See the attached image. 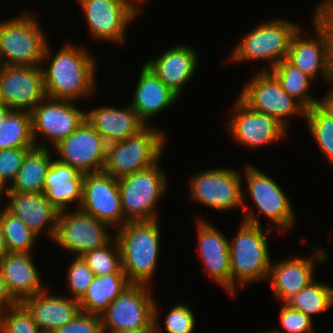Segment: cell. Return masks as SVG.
Here are the masks:
<instances>
[{
	"label": "cell",
	"instance_id": "obj_15",
	"mask_svg": "<svg viewBox=\"0 0 333 333\" xmlns=\"http://www.w3.org/2000/svg\"><path fill=\"white\" fill-rule=\"evenodd\" d=\"M111 228L104 222L79 209L61 211L54 237L56 245L73 256L105 245L113 236Z\"/></svg>",
	"mask_w": 333,
	"mask_h": 333
},
{
	"label": "cell",
	"instance_id": "obj_43",
	"mask_svg": "<svg viewBox=\"0 0 333 333\" xmlns=\"http://www.w3.org/2000/svg\"><path fill=\"white\" fill-rule=\"evenodd\" d=\"M52 333H102L101 317L79 311L70 322Z\"/></svg>",
	"mask_w": 333,
	"mask_h": 333
},
{
	"label": "cell",
	"instance_id": "obj_35",
	"mask_svg": "<svg viewBox=\"0 0 333 333\" xmlns=\"http://www.w3.org/2000/svg\"><path fill=\"white\" fill-rule=\"evenodd\" d=\"M305 122L312 141L319 147L322 159L328 166L333 167V119L325 114L318 106L307 109Z\"/></svg>",
	"mask_w": 333,
	"mask_h": 333
},
{
	"label": "cell",
	"instance_id": "obj_11",
	"mask_svg": "<svg viewBox=\"0 0 333 333\" xmlns=\"http://www.w3.org/2000/svg\"><path fill=\"white\" fill-rule=\"evenodd\" d=\"M237 96L250 108L277 118L287 128L292 116L305 120L307 109L281 88L269 70L254 73Z\"/></svg>",
	"mask_w": 333,
	"mask_h": 333
},
{
	"label": "cell",
	"instance_id": "obj_31",
	"mask_svg": "<svg viewBox=\"0 0 333 333\" xmlns=\"http://www.w3.org/2000/svg\"><path fill=\"white\" fill-rule=\"evenodd\" d=\"M279 81L281 88L299 101L306 109L317 106L318 100L311 93L312 82L307 74L290 64L286 59L269 70Z\"/></svg>",
	"mask_w": 333,
	"mask_h": 333
},
{
	"label": "cell",
	"instance_id": "obj_1",
	"mask_svg": "<svg viewBox=\"0 0 333 333\" xmlns=\"http://www.w3.org/2000/svg\"><path fill=\"white\" fill-rule=\"evenodd\" d=\"M90 52L85 45L67 41L54 55L47 44L41 64L47 97L78 102L97 93L98 62Z\"/></svg>",
	"mask_w": 333,
	"mask_h": 333
},
{
	"label": "cell",
	"instance_id": "obj_4",
	"mask_svg": "<svg viewBox=\"0 0 333 333\" xmlns=\"http://www.w3.org/2000/svg\"><path fill=\"white\" fill-rule=\"evenodd\" d=\"M242 183V187L247 188L245 189L248 191L247 195H249L254 207L256 206L255 208L259 212L255 213L254 208L252 209L246 204V195L243 192V221L260 226L262 223L259 220V216L263 215L269 220V223L271 222V225L269 224L268 226L271 229H273L274 225L280 232L293 229L297 220L295 211L287 193L274 178H271L265 172L263 173L255 165L248 163L244 167V173H242Z\"/></svg>",
	"mask_w": 333,
	"mask_h": 333
},
{
	"label": "cell",
	"instance_id": "obj_24",
	"mask_svg": "<svg viewBox=\"0 0 333 333\" xmlns=\"http://www.w3.org/2000/svg\"><path fill=\"white\" fill-rule=\"evenodd\" d=\"M139 73L129 105L146 125H150L151 118L174 106L179 97L145 64Z\"/></svg>",
	"mask_w": 333,
	"mask_h": 333
},
{
	"label": "cell",
	"instance_id": "obj_44",
	"mask_svg": "<svg viewBox=\"0 0 333 333\" xmlns=\"http://www.w3.org/2000/svg\"><path fill=\"white\" fill-rule=\"evenodd\" d=\"M17 303L18 302L9 293L2 271L0 269V312L5 311L7 308L14 306Z\"/></svg>",
	"mask_w": 333,
	"mask_h": 333
},
{
	"label": "cell",
	"instance_id": "obj_22",
	"mask_svg": "<svg viewBox=\"0 0 333 333\" xmlns=\"http://www.w3.org/2000/svg\"><path fill=\"white\" fill-rule=\"evenodd\" d=\"M199 57L193 46L179 43L144 64L180 98L185 85L199 69Z\"/></svg>",
	"mask_w": 333,
	"mask_h": 333
},
{
	"label": "cell",
	"instance_id": "obj_47",
	"mask_svg": "<svg viewBox=\"0 0 333 333\" xmlns=\"http://www.w3.org/2000/svg\"><path fill=\"white\" fill-rule=\"evenodd\" d=\"M9 192V186L6 182L0 177V206L3 204L4 197L7 196ZM2 203V204H1Z\"/></svg>",
	"mask_w": 333,
	"mask_h": 333
},
{
	"label": "cell",
	"instance_id": "obj_39",
	"mask_svg": "<svg viewBox=\"0 0 333 333\" xmlns=\"http://www.w3.org/2000/svg\"><path fill=\"white\" fill-rule=\"evenodd\" d=\"M311 24L323 35L326 44V56L333 74V0H320L317 3Z\"/></svg>",
	"mask_w": 333,
	"mask_h": 333
},
{
	"label": "cell",
	"instance_id": "obj_26",
	"mask_svg": "<svg viewBox=\"0 0 333 333\" xmlns=\"http://www.w3.org/2000/svg\"><path fill=\"white\" fill-rule=\"evenodd\" d=\"M43 333H52L70 322L80 311L77 299L52 294L48 289L21 302Z\"/></svg>",
	"mask_w": 333,
	"mask_h": 333
},
{
	"label": "cell",
	"instance_id": "obj_6",
	"mask_svg": "<svg viewBox=\"0 0 333 333\" xmlns=\"http://www.w3.org/2000/svg\"><path fill=\"white\" fill-rule=\"evenodd\" d=\"M166 135L164 129L150 124L123 141L108 144L103 172L119 180L153 165L164 155Z\"/></svg>",
	"mask_w": 333,
	"mask_h": 333
},
{
	"label": "cell",
	"instance_id": "obj_42",
	"mask_svg": "<svg viewBox=\"0 0 333 333\" xmlns=\"http://www.w3.org/2000/svg\"><path fill=\"white\" fill-rule=\"evenodd\" d=\"M33 148L0 150V177L8 186L15 180L26 154Z\"/></svg>",
	"mask_w": 333,
	"mask_h": 333
},
{
	"label": "cell",
	"instance_id": "obj_14",
	"mask_svg": "<svg viewBox=\"0 0 333 333\" xmlns=\"http://www.w3.org/2000/svg\"><path fill=\"white\" fill-rule=\"evenodd\" d=\"M152 286L130 284L100 315L102 330L120 331L154 328Z\"/></svg>",
	"mask_w": 333,
	"mask_h": 333
},
{
	"label": "cell",
	"instance_id": "obj_8",
	"mask_svg": "<svg viewBox=\"0 0 333 333\" xmlns=\"http://www.w3.org/2000/svg\"><path fill=\"white\" fill-rule=\"evenodd\" d=\"M160 158L153 165L118 180L121 208L127 222L158 220V201L168 190Z\"/></svg>",
	"mask_w": 333,
	"mask_h": 333
},
{
	"label": "cell",
	"instance_id": "obj_16",
	"mask_svg": "<svg viewBox=\"0 0 333 333\" xmlns=\"http://www.w3.org/2000/svg\"><path fill=\"white\" fill-rule=\"evenodd\" d=\"M312 246L309 256L294 255L281 261H271L268 281L271 283L273 297L287 303L315 278L316 265L324 264L329 254L324 249ZM313 255V257H312ZM277 297V298H276Z\"/></svg>",
	"mask_w": 333,
	"mask_h": 333
},
{
	"label": "cell",
	"instance_id": "obj_18",
	"mask_svg": "<svg viewBox=\"0 0 333 333\" xmlns=\"http://www.w3.org/2000/svg\"><path fill=\"white\" fill-rule=\"evenodd\" d=\"M78 209L113 230L127 223L121 208L118 180L103 171L84 174L82 201Z\"/></svg>",
	"mask_w": 333,
	"mask_h": 333
},
{
	"label": "cell",
	"instance_id": "obj_9",
	"mask_svg": "<svg viewBox=\"0 0 333 333\" xmlns=\"http://www.w3.org/2000/svg\"><path fill=\"white\" fill-rule=\"evenodd\" d=\"M189 193L196 203L217 212L243 208L242 172L233 167H216L194 173Z\"/></svg>",
	"mask_w": 333,
	"mask_h": 333
},
{
	"label": "cell",
	"instance_id": "obj_40",
	"mask_svg": "<svg viewBox=\"0 0 333 333\" xmlns=\"http://www.w3.org/2000/svg\"><path fill=\"white\" fill-rule=\"evenodd\" d=\"M67 287L71 298L79 300L91 284L94 274L81 256H74L67 269Z\"/></svg>",
	"mask_w": 333,
	"mask_h": 333
},
{
	"label": "cell",
	"instance_id": "obj_33",
	"mask_svg": "<svg viewBox=\"0 0 333 333\" xmlns=\"http://www.w3.org/2000/svg\"><path fill=\"white\" fill-rule=\"evenodd\" d=\"M329 283L312 280L307 286L292 297L287 304L313 319L333 308V287Z\"/></svg>",
	"mask_w": 333,
	"mask_h": 333
},
{
	"label": "cell",
	"instance_id": "obj_49",
	"mask_svg": "<svg viewBox=\"0 0 333 333\" xmlns=\"http://www.w3.org/2000/svg\"><path fill=\"white\" fill-rule=\"evenodd\" d=\"M12 110L9 107L4 106L3 104L0 105V123L6 118V116Z\"/></svg>",
	"mask_w": 333,
	"mask_h": 333
},
{
	"label": "cell",
	"instance_id": "obj_46",
	"mask_svg": "<svg viewBox=\"0 0 333 333\" xmlns=\"http://www.w3.org/2000/svg\"><path fill=\"white\" fill-rule=\"evenodd\" d=\"M102 333H154V328H139L135 330H120V331L102 330Z\"/></svg>",
	"mask_w": 333,
	"mask_h": 333
},
{
	"label": "cell",
	"instance_id": "obj_2",
	"mask_svg": "<svg viewBox=\"0 0 333 333\" xmlns=\"http://www.w3.org/2000/svg\"><path fill=\"white\" fill-rule=\"evenodd\" d=\"M114 231L121 252V267L128 282L150 286L161 252L159 221L127 222Z\"/></svg>",
	"mask_w": 333,
	"mask_h": 333
},
{
	"label": "cell",
	"instance_id": "obj_38",
	"mask_svg": "<svg viewBox=\"0 0 333 333\" xmlns=\"http://www.w3.org/2000/svg\"><path fill=\"white\" fill-rule=\"evenodd\" d=\"M0 333H43L31 313L22 304L14 306L0 312Z\"/></svg>",
	"mask_w": 333,
	"mask_h": 333
},
{
	"label": "cell",
	"instance_id": "obj_21",
	"mask_svg": "<svg viewBox=\"0 0 333 333\" xmlns=\"http://www.w3.org/2000/svg\"><path fill=\"white\" fill-rule=\"evenodd\" d=\"M3 207L18 217L35 236L46 234L54 240L60 211L43 195V193H20L9 191Z\"/></svg>",
	"mask_w": 333,
	"mask_h": 333
},
{
	"label": "cell",
	"instance_id": "obj_45",
	"mask_svg": "<svg viewBox=\"0 0 333 333\" xmlns=\"http://www.w3.org/2000/svg\"><path fill=\"white\" fill-rule=\"evenodd\" d=\"M331 89L323 97L319 98L317 106L330 118L333 119V83Z\"/></svg>",
	"mask_w": 333,
	"mask_h": 333
},
{
	"label": "cell",
	"instance_id": "obj_48",
	"mask_svg": "<svg viewBox=\"0 0 333 333\" xmlns=\"http://www.w3.org/2000/svg\"><path fill=\"white\" fill-rule=\"evenodd\" d=\"M7 248H6V244H5V240H4V234H3V230L0 224V259L7 254Z\"/></svg>",
	"mask_w": 333,
	"mask_h": 333
},
{
	"label": "cell",
	"instance_id": "obj_20",
	"mask_svg": "<svg viewBox=\"0 0 333 333\" xmlns=\"http://www.w3.org/2000/svg\"><path fill=\"white\" fill-rule=\"evenodd\" d=\"M196 221L197 254L205 274L231 295L229 239L207 219L198 217Z\"/></svg>",
	"mask_w": 333,
	"mask_h": 333
},
{
	"label": "cell",
	"instance_id": "obj_5",
	"mask_svg": "<svg viewBox=\"0 0 333 333\" xmlns=\"http://www.w3.org/2000/svg\"><path fill=\"white\" fill-rule=\"evenodd\" d=\"M300 27L288 18L264 20L241 37L227 63L265 61L268 64L261 70H270L286 59L291 39Z\"/></svg>",
	"mask_w": 333,
	"mask_h": 333
},
{
	"label": "cell",
	"instance_id": "obj_50",
	"mask_svg": "<svg viewBox=\"0 0 333 333\" xmlns=\"http://www.w3.org/2000/svg\"><path fill=\"white\" fill-rule=\"evenodd\" d=\"M255 333H279V332L275 331L273 328V329H269V330L264 329V330H261L259 332H255Z\"/></svg>",
	"mask_w": 333,
	"mask_h": 333
},
{
	"label": "cell",
	"instance_id": "obj_51",
	"mask_svg": "<svg viewBox=\"0 0 333 333\" xmlns=\"http://www.w3.org/2000/svg\"><path fill=\"white\" fill-rule=\"evenodd\" d=\"M140 8L142 7V4H144L147 0H133ZM144 2V3H143ZM141 3V4H140Z\"/></svg>",
	"mask_w": 333,
	"mask_h": 333
},
{
	"label": "cell",
	"instance_id": "obj_17",
	"mask_svg": "<svg viewBox=\"0 0 333 333\" xmlns=\"http://www.w3.org/2000/svg\"><path fill=\"white\" fill-rule=\"evenodd\" d=\"M106 147L105 140L85 119L73 133L52 149L58 161L82 174H89L103 171Z\"/></svg>",
	"mask_w": 333,
	"mask_h": 333
},
{
	"label": "cell",
	"instance_id": "obj_23",
	"mask_svg": "<svg viewBox=\"0 0 333 333\" xmlns=\"http://www.w3.org/2000/svg\"><path fill=\"white\" fill-rule=\"evenodd\" d=\"M312 28L313 36H304L301 27L293 35L286 60L313 80L321 76L331 84L333 74L326 56L324 37L315 26Z\"/></svg>",
	"mask_w": 333,
	"mask_h": 333
},
{
	"label": "cell",
	"instance_id": "obj_30",
	"mask_svg": "<svg viewBox=\"0 0 333 333\" xmlns=\"http://www.w3.org/2000/svg\"><path fill=\"white\" fill-rule=\"evenodd\" d=\"M52 149L34 147L25 156L9 191L20 193H43V185L55 157Z\"/></svg>",
	"mask_w": 333,
	"mask_h": 333
},
{
	"label": "cell",
	"instance_id": "obj_19",
	"mask_svg": "<svg viewBox=\"0 0 333 333\" xmlns=\"http://www.w3.org/2000/svg\"><path fill=\"white\" fill-rule=\"evenodd\" d=\"M2 104L11 110L31 112L46 96L42 66L0 67Z\"/></svg>",
	"mask_w": 333,
	"mask_h": 333
},
{
	"label": "cell",
	"instance_id": "obj_32",
	"mask_svg": "<svg viewBox=\"0 0 333 333\" xmlns=\"http://www.w3.org/2000/svg\"><path fill=\"white\" fill-rule=\"evenodd\" d=\"M34 147L31 112L12 110L0 123V150Z\"/></svg>",
	"mask_w": 333,
	"mask_h": 333
},
{
	"label": "cell",
	"instance_id": "obj_36",
	"mask_svg": "<svg viewBox=\"0 0 333 333\" xmlns=\"http://www.w3.org/2000/svg\"><path fill=\"white\" fill-rule=\"evenodd\" d=\"M158 301L154 305V333H163L164 329L167 333H194L196 329V318L193 309L187 303L174 304L165 317L164 326L161 328V316Z\"/></svg>",
	"mask_w": 333,
	"mask_h": 333
},
{
	"label": "cell",
	"instance_id": "obj_28",
	"mask_svg": "<svg viewBox=\"0 0 333 333\" xmlns=\"http://www.w3.org/2000/svg\"><path fill=\"white\" fill-rule=\"evenodd\" d=\"M84 174L70 165L52 159L43 185V195L61 212L78 209L82 201ZM77 204V205H76Z\"/></svg>",
	"mask_w": 333,
	"mask_h": 333
},
{
	"label": "cell",
	"instance_id": "obj_37",
	"mask_svg": "<svg viewBox=\"0 0 333 333\" xmlns=\"http://www.w3.org/2000/svg\"><path fill=\"white\" fill-rule=\"evenodd\" d=\"M94 276L118 273L121 267V252L113 236L105 245L85 252L82 256Z\"/></svg>",
	"mask_w": 333,
	"mask_h": 333
},
{
	"label": "cell",
	"instance_id": "obj_13",
	"mask_svg": "<svg viewBox=\"0 0 333 333\" xmlns=\"http://www.w3.org/2000/svg\"><path fill=\"white\" fill-rule=\"evenodd\" d=\"M226 123L228 134L238 145L258 149L288 138L287 127L277 118L247 106L238 96Z\"/></svg>",
	"mask_w": 333,
	"mask_h": 333
},
{
	"label": "cell",
	"instance_id": "obj_12",
	"mask_svg": "<svg viewBox=\"0 0 333 333\" xmlns=\"http://www.w3.org/2000/svg\"><path fill=\"white\" fill-rule=\"evenodd\" d=\"M90 38L109 43L125 42L128 25L140 15L133 0H78Z\"/></svg>",
	"mask_w": 333,
	"mask_h": 333
},
{
	"label": "cell",
	"instance_id": "obj_27",
	"mask_svg": "<svg viewBox=\"0 0 333 333\" xmlns=\"http://www.w3.org/2000/svg\"><path fill=\"white\" fill-rule=\"evenodd\" d=\"M85 119L102 136L107 145L125 140L146 125L129 103L117 108L102 105L85 110Z\"/></svg>",
	"mask_w": 333,
	"mask_h": 333
},
{
	"label": "cell",
	"instance_id": "obj_7",
	"mask_svg": "<svg viewBox=\"0 0 333 333\" xmlns=\"http://www.w3.org/2000/svg\"><path fill=\"white\" fill-rule=\"evenodd\" d=\"M35 13L24 12L0 22L2 65L34 67L42 64L48 36Z\"/></svg>",
	"mask_w": 333,
	"mask_h": 333
},
{
	"label": "cell",
	"instance_id": "obj_10",
	"mask_svg": "<svg viewBox=\"0 0 333 333\" xmlns=\"http://www.w3.org/2000/svg\"><path fill=\"white\" fill-rule=\"evenodd\" d=\"M76 103L45 96L33 108L32 135L36 147L51 149L81 125L85 120V111Z\"/></svg>",
	"mask_w": 333,
	"mask_h": 333
},
{
	"label": "cell",
	"instance_id": "obj_52",
	"mask_svg": "<svg viewBox=\"0 0 333 333\" xmlns=\"http://www.w3.org/2000/svg\"><path fill=\"white\" fill-rule=\"evenodd\" d=\"M2 104V96H1V92H0V105Z\"/></svg>",
	"mask_w": 333,
	"mask_h": 333
},
{
	"label": "cell",
	"instance_id": "obj_29",
	"mask_svg": "<svg viewBox=\"0 0 333 333\" xmlns=\"http://www.w3.org/2000/svg\"><path fill=\"white\" fill-rule=\"evenodd\" d=\"M129 285L122 269L118 273L94 276L86 292L78 300L80 311L100 316Z\"/></svg>",
	"mask_w": 333,
	"mask_h": 333
},
{
	"label": "cell",
	"instance_id": "obj_25",
	"mask_svg": "<svg viewBox=\"0 0 333 333\" xmlns=\"http://www.w3.org/2000/svg\"><path fill=\"white\" fill-rule=\"evenodd\" d=\"M34 254L7 253L0 259V269L12 297L21 303L48 287L42 282L41 274L33 259Z\"/></svg>",
	"mask_w": 333,
	"mask_h": 333
},
{
	"label": "cell",
	"instance_id": "obj_41",
	"mask_svg": "<svg viewBox=\"0 0 333 333\" xmlns=\"http://www.w3.org/2000/svg\"><path fill=\"white\" fill-rule=\"evenodd\" d=\"M278 317L281 329L274 330L279 333H315L314 319L287 303H282Z\"/></svg>",
	"mask_w": 333,
	"mask_h": 333
},
{
	"label": "cell",
	"instance_id": "obj_3",
	"mask_svg": "<svg viewBox=\"0 0 333 333\" xmlns=\"http://www.w3.org/2000/svg\"><path fill=\"white\" fill-rule=\"evenodd\" d=\"M240 221L237 235L229 240L232 297L249 284L268 280L272 261L268 236L274 229Z\"/></svg>",
	"mask_w": 333,
	"mask_h": 333
},
{
	"label": "cell",
	"instance_id": "obj_34",
	"mask_svg": "<svg viewBox=\"0 0 333 333\" xmlns=\"http://www.w3.org/2000/svg\"><path fill=\"white\" fill-rule=\"evenodd\" d=\"M0 224L8 253H34L33 249L39 241L38 237L2 205L0 206Z\"/></svg>",
	"mask_w": 333,
	"mask_h": 333
}]
</instances>
